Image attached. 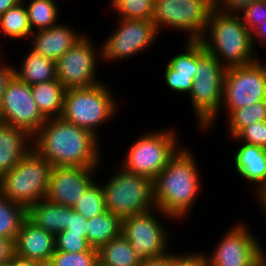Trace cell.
I'll list each match as a JSON object with an SVG mask.
<instances>
[{"mask_svg":"<svg viewBox=\"0 0 266 266\" xmlns=\"http://www.w3.org/2000/svg\"><path fill=\"white\" fill-rule=\"evenodd\" d=\"M109 86L99 83L86 88H73L65 92L61 118L92 132L99 138L100 125L115 116L117 102Z\"/></svg>","mask_w":266,"mask_h":266,"instance_id":"obj_5","label":"cell"},{"mask_svg":"<svg viewBox=\"0 0 266 266\" xmlns=\"http://www.w3.org/2000/svg\"><path fill=\"white\" fill-rule=\"evenodd\" d=\"M232 139L266 148V121L253 123L244 127Z\"/></svg>","mask_w":266,"mask_h":266,"instance_id":"obj_36","label":"cell"},{"mask_svg":"<svg viewBox=\"0 0 266 266\" xmlns=\"http://www.w3.org/2000/svg\"><path fill=\"white\" fill-rule=\"evenodd\" d=\"M95 48L93 41L84 35L56 61V77L66 90L102 83L96 74L97 60L102 58V47L100 46L99 54Z\"/></svg>","mask_w":266,"mask_h":266,"instance_id":"obj_13","label":"cell"},{"mask_svg":"<svg viewBox=\"0 0 266 266\" xmlns=\"http://www.w3.org/2000/svg\"><path fill=\"white\" fill-rule=\"evenodd\" d=\"M25 7L32 33L58 24L60 11L55 0H30Z\"/></svg>","mask_w":266,"mask_h":266,"instance_id":"obj_28","label":"cell"},{"mask_svg":"<svg viewBox=\"0 0 266 266\" xmlns=\"http://www.w3.org/2000/svg\"><path fill=\"white\" fill-rule=\"evenodd\" d=\"M20 1L21 0H0V16Z\"/></svg>","mask_w":266,"mask_h":266,"instance_id":"obj_47","label":"cell"},{"mask_svg":"<svg viewBox=\"0 0 266 266\" xmlns=\"http://www.w3.org/2000/svg\"><path fill=\"white\" fill-rule=\"evenodd\" d=\"M119 18L152 20L154 0H110Z\"/></svg>","mask_w":266,"mask_h":266,"instance_id":"obj_32","label":"cell"},{"mask_svg":"<svg viewBox=\"0 0 266 266\" xmlns=\"http://www.w3.org/2000/svg\"><path fill=\"white\" fill-rule=\"evenodd\" d=\"M88 219L68 207V231L70 234L84 235L87 238Z\"/></svg>","mask_w":266,"mask_h":266,"instance_id":"obj_37","label":"cell"},{"mask_svg":"<svg viewBox=\"0 0 266 266\" xmlns=\"http://www.w3.org/2000/svg\"><path fill=\"white\" fill-rule=\"evenodd\" d=\"M239 16L251 34L266 20V0H258L244 7Z\"/></svg>","mask_w":266,"mask_h":266,"instance_id":"obj_35","label":"cell"},{"mask_svg":"<svg viewBox=\"0 0 266 266\" xmlns=\"http://www.w3.org/2000/svg\"><path fill=\"white\" fill-rule=\"evenodd\" d=\"M0 63V103L3 98V94L5 92L6 86L8 84V81L11 79V77L14 75V67L9 64L6 65Z\"/></svg>","mask_w":266,"mask_h":266,"instance_id":"obj_43","label":"cell"},{"mask_svg":"<svg viewBox=\"0 0 266 266\" xmlns=\"http://www.w3.org/2000/svg\"><path fill=\"white\" fill-rule=\"evenodd\" d=\"M106 211L121 219L155 208L153 181L127 172L121 166L101 185Z\"/></svg>","mask_w":266,"mask_h":266,"instance_id":"obj_8","label":"cell"},{"mask_svg":"<svg viewBox=\"0 0 266 266\" xmlns=\"http://www.w3.org/2000/svg\"><path fill=\"white\" fill-rule=\"evenodd\" d=\"M55 250L73 253L98 251L89 245L87 238H85L84 235L70 234L66 230L55 235Z\"/></svg>","mask_w":266,"mask_h":266,"instance_id":"obj_34","label":"cell"},{"mask_svg":"<svg viewBox=\"0 0 266 266\" xmlns=\"http://www.w3.org/2000/svg\"><path fill=\"white\" fill-rule=\"evenodd\" d=\"M72 208L86 219L106 212L103 189L100 183L94 182Z\"/></svg>","mask_w":266,"mask_h":266,"instance_id":"obj_30","label":"cell"},{"mask_svg":"<svg viewBox=\"0 0 266 266\" xmlns=\"http://www.w3.org/2000/svg\"><path fill=\"white\" fill-rule=\"evenodd\" d=\"M25 54L18 70L14 67V74L24 83L32 85L41 82L54 81L56 77V62L45 58L34 50Z\"/></svg>","mask_w":266,"mask_h":266,"instance_id":"obj_22","label":"cell"},{"mask_svg":"<svg viewBox=\"0 0 266 266\" xmlns=\"http://www.w3.org/2000/svg\"><path fill=\"white\" fill-rule=\"evenodd\" d=\"M257 37V38H256ZM260 41V45L266 46V20L252 33V45H256L255 41Z\"/></svg>","mask_w":266,"mask_h":266,"instance_id":"obj_44","label":"cell"},{"mask_svg":"<svg viewBox=\"0 0 266 266\" xmlns=\"http://www.w3.org/2000/svg\"><path fill=\"white\" fill-rule=\"evenodd\" d=\"M261 61L228 67L220 111L225 106L229 116L235 109L266 101V63Z\"/></svg>","mask_w":266,"mask_h":266,"instance_id":"obj_11","label":"cell"},{"mask_svg":"<svg viewBox=\"0 0 266 266\" xmlns=\"http://www.w3.org/2000/svg\"><path fill=\"white\" fill-rule=\"evenodd\" d=\"M183 53L174 55L166 65L164 75L195 76L196 40H187Z\"/></svg>","mask_w":266,"mask_h":266,"instance_id":"obj_31","label":"cell"},{"mask_svg":"<svg viewBox=\"0 0 266 266\" xmlns=\"http://www.w3.org/2000/svg\"><path fill=\"white\" fill-rule=\"evenodd\" d=\"M33 148L32 136L20 127L0 126V179Z\"/></svg>","mask_w":266,"mask_h":266,"instance_id":"obj_19","label":"cell"},{"mask_svg":"<svg viewBox=\"0 0 266 266\" xmlns=\"http://www.w3.org/2000/svg\"><path fill=\"white\" fill-rule=\"evenodd\" d=\"M183 253L178 254H166L164 256L143 260L140 266H171Z\"/></svg>","mask_w":266,"mask_h":266,"instance_id":"obj_42","label":"cell"},{"mask_svg":"<svg viewBox=\"0 0 266 266\" xmlns=\"http://www.w3.org/2000/svg\"><path fill=\"white\" fill-rule=\"evenodd\" d=\"M257 266H266V257Z\"/></svg>","mask_w":266,"mask_h":266,"instance_id":"obj_48","label":"cell"},{"mask_svg":"<svg viewBox=\"0 0 266 266\" xmlns=\"http://www.w3.org/2000/svg\"><path fill=\"white\" fill-rule=\"evenodd\" d=\"M32 140L33 149L53 167L99 168L102 162L100 139L61 117L48 118Z\"/></svg>","mask_w":266,"mask_h":266,"instance_id":"obj_1","label":"cell"},{"mask_svg":"<svg viewBox=\"0 0 266 266\" xmlns=\"http://www.w3.org/2000/svg\"><path fill=\"white\" fill-rule=\"evenodd\" d=\"M228 133L234 138L244 127L266 121V101L235 109L228 117Z\"/></svg>","mask_w":266,"mask_h":266,"instance_id":"obj_29","label":"cell"},{"mask_svg":"<svg viewBox=\"0 0 266 266\" xmlns=\"http://www.w3.org/2000/svg\"><path fill=\"white\" fill-rule=\"evenodd\" d=\"M26 218L27 209L0 192V236L15 241Z\"/></svg>","mask_w":266,"mask_h":266,"instance_id":"obj_27","label":"cell"},{"mask_svg":"<svg viewBox=\"0 0 266 266\" xmlns=\"http://www.w3.org/2000/svg\"><path fill=\"white\" fill-rule=\"evenodd\" d=\"M213 9L214 0H154L152 21L158 32L166 25L186 32L187 40H201Z\"/></svg>","mask_w":266,"mask_h":266,"instance_id":"obj_9","label":"cell"},{"mask_svg":"<svg viewBox=\"0 0 266 266\" xmlns=\"http://www.w3.org/2000/svg\"><path fill=\"white\" fill-rule=\"evenodd\" d=\"M121 230L122 219L106 211L88 219L87 241L92 248L98 250L111 239L120 236Z\"/></svg>","mask_w":266,"mask_h":266,"instance_id":"obj_24","label":"cell"},{"mask_svg":"<svg viewBox=\"0 0 266 266\" xmlns=\"http://www.w3.org/2000/svg\"><path fill=\"white\" fill-rule=\"evenodd\" d=\"M44 264L34 261L26 260L18 256H14L13 259L8 263V266H43Z\"/></svg>","mask_w":266,"mask_h":266,"instance_id":"obj_45","label":"cell"},{"mask_svg":"<svg viewBox=\"0 0 266 266\" xmlns=\"http://www.w3.org/2000/svg\"><path fill=\"white\" fill-rule=\"evenodd\" d=\"M256 194L255 199H257L260 203L259 205H261L260 207L263 208V211H265L266 213V182L265 184L257 191V193H254ZM266 215V214H265Z\"/></svg>","mask_w":266,"mask_h":266,"instance_id":"obj_46","label":"cell"},{"mask_svg":"<svg viewBox=\"0 0 266 266\" xmlns=\"http://www.w3.org/2000/svg\"><path fill=\"white\" fill-rule=\"evenodd\" d=\"M258 0H214V8L227 13H238Z\"/></svg>","mask_w":266,"mask_h":266,"instance_id":"obj_39","label":"cell"},{"mask_svg":"<svg viewBox=\"0 0 266 266\" xmlns=\"http://www.w3.org/2000/svg\"><path fill=\"white\" fill-rule=\"evenodd\" d=\"M93 266H106L103 263H101L99 260L93 265Z\"/></svg>","mask_w":266,"mask_h":266,"instance_id":"obj_49","label":"cell"},{"mask_svg":"<svg viewBox=\"0 0 266 266\" xmlns=\"http://www.w3.org/2000/svg\"><path fill=\"white\" fill-rule=\"evenodd\" d=\"M184 254H182L171 266H204L200 252Z\"/></svg>","mask_w":266,"mask_h":266,"instance_id":"obj_41","label":"cell"},{"mask_svg":"<svg viewBox=\"0 0 266 266\" xmlns=\"http://www.w3.org/2000/svg\"><path fill=\"white\" fill-rule=\"evenodd\" d=\"M27 218L56 235L68 228V207L42 199L27 209Z\"/></svg>","mask_w":266,"mask_h":266,"instance_id":"obj_21","label":"cell"},{"mask_svg":"<svg viewBox=\"0 0 266 266\" xmlns=\"http://www.w3.org/2000/svg\"><path fill=\"white\" fill-rule=\"evenodd\" d=\"M227 72L228 67L208 53L200 40H196V73L189 96L199 127L205 132L213 127L221 113Z\"/></svg>","mask_w":266,"mask_h":266,"instance_id":"obj_4","label":"cell"},{"mask_svg":"<svg viewBox=\"0 0 266 266\" xmlns=\"http://www.w3.org/2000/svg\"><path fill=\"white\" fill-rule=\"evenodd\" d=\"M24 1L21 0L0 16V33L11 40L29 38L32 34Z\"/></svg>","mask_w":266,"mask_h":266,"instance_id":"obj_26","label":"cell"},{"mask_svg":"<svg viewBox=\"0 0 266 266\" xmlns=\"http://www.w3.org/2000/svg\"><path fill=\"white\" fill-rule=\"evenodd\" d=\"M173 129L147 131L132 143L121 164L127 172L154 181L181 148Z\"/></svg>","mask_w":266,"mask_h":266,"instance_id":"obj_7","label":"cell"},{"mask_svg":"<svg viewBox=\"0 0 266 266\" xmlns=\"http://www.w3.org/2000/svg\"><path fill=\"white\" fill-rule=\"evenodd\" d=\"M200 41L225 67L248 65L259 58L253 55L252 34L238 13L214 8Z\"/></svg>","mask_w":266,"mask_h":266,"instance_id":"obj_3","label":"cell"},{"mask_svg":"<svg viewBox=\"0 0 266 266\" xmlns=\"http://www.w3.org/2000/svg\"><path fill=\"white\" fill-rule=\"evenodd\" d=\"M15 256V241L0 236V266H6Z\"/></svg>","mask_w":266,"mask_h":266,"instance_id":"obj_40","label":"cell"},{"mask_svg":"<svg viewBox=\"0 0 266 266\" xmlns=\"http://www.w3.org/2000/svg\"><path fill=\"white\" fill-rule=\"evenodd\" d=\"M85 34H79L66 24H57L31 34V49L55 62L61 58Z\"/></svg>","mask_w":266,"mask_h":266,"instance_id":"obj_18","label":"cell"},{"mask_svg":"<svg viewBox=\"0 0 266 266\" xmlns=\"http://www.w3.org/2000/svg\"><path fill=\"white\" fill-rule=\"evenodd\" d=\"M98 261V251L54 252L49 266H93Z\"/></svg>","mask_w":266,"mask_h":266,"instance_id":"obj_33","label":"cell"},{"mask_svg":"<svg viewBox=\"0 0 266 266\" xmlns=\"http://www.w3.org/2000/svg\"><path fill=\"white\" fill-rule=\"evenodd\" d=\"M30 86L33 98L41 113L47 119L61 117L66 92L61 82L56 79Z\"/></svg>","mask_w":266,"mask_h":266,"instance_id":"obj_23","label":"cell"},{"mask_svg":"<svg viewBox=\"0 0 266 266\" xmlns=\"http://www.w3.org/2000/svg\"><path fill=\"white\" fill-rule=\"evenodd\" d=\"M165 83L168 87L178 93L187 94L192 89L194 76H183V75H164Z\"/></svg>","mask_w":266,"mask_h":266,"instance_id":"obj_38","label":"cell"},{"mask_svg":"<svg viewBox=\"0 0 266 266\" xmlns=\"http://www.w3.org/2000/svg\"><path fill=\"white\" fill-rule=\"evenodd\" d=\"M96 169L77 166L53 167L45 199L72 207L95 182L92 175Z\"/></svg>","mask_w":266,"mask_h":266,"instance_id":"obj_16","label":"cell"},{"mask_svg":"<svg viewBox=\"0 0 266 266\" xmlns=\"http://www.w3.org/2000/svg\"><path fill=\"white\" fill-rule=\"evenodd\" d=\"M116 30L102 44V59L119 61L149 48L158 31L152 20L120 18Z\"/></svg>","mask_w":266,"mask_h":266,"instance_id":"obj_15","label":"cell"},{"mask_svg":"<svg viewBox=\"0 0 266 266\" xmlns=\"http://www.w3.org/2000/svg\"><path fill=\"white\" fill-rule=\"evenodd\" d=\"M53 166L33 148L0 179V192L26 209L45 199Z\"/></svg>","mask_w":266,"mask_h":266,"instance_id":"obj_6","label":"cell"},{"mask_svg":"<svg viewBox=\"0 0 266 266\" xmlns=\"http://www.w3.org/2000/svg\"><path fill=\"white\" fill-rule=\"evenodd\" d=\"M0 113L4 124L25 129L31 136L47 120L33 98L31 86L15 74L6 86L0 103Z\"/></svg>","mask_w":266,"mask_h":266,"instance_id":"obj_14","label":"cell"},{"mask_svg":"<svg viewBox=\"0 0 266 266\" xmlns=\"http://www.w3.org/2000/svg\"><path fill=\"white\" fill-rule=\"evenodd\" d=\"M247 227L234 224L210 256L201 252L204 266H257L266 257L265 250Z\"/></svg>","mask_w":266,"mask_h":266,"instance_id":"obj_12","label":"cell"},{"mask_svg":"<svg viewBox=\"0 0 266 266\" xmlns=\"http://www.w3.org/2000/svg\"><path fill=\"white\" fill-rule=\"evenodd\" d=\"M98 260L106 266H140L142 261L122 234L98 249Z\"/></svg>","mask_w":266,"mask_h":266,"instance_id":"obj_25","label":"cell"},{"mask_svg":"<svg viewBox=\"0 0 266 266\" xmlns=\"http://www.w3.org/2000/svg\"><path fill=\"white\" fill-rule=\"evenodd\" d=\"M234 155V168L238 175L256 185L255 193L266 182V148L242 143Z\"/></svg>","mask_w":266,"mask_h":266,"instance_id":"obj_20","label":"cell"},{"mask_svg":"<svg viewBox=\"0 0 266 266\" xmlns=\"http://www.w3.org/2000/svg\"><path fill=\"white\" fill-rule=\"evenodd\" d=\"M154 209V211L148 210L122 219L121 234L130 242L132 250L142 261L168 254L166 248H169L167 245L169 232L163 223L159 222L157 214L161 213L160 216L163 214L170 220L174 218L157 207Z\"/></svg>","mask_w":266,"mask_h":266,"instance_id":"obj_10","label":"cell"},{"mask_svg":"<svg viewBox=\"0 0 266 266\" xmlns=\"http://www.w3.org/2000/svg\"><path fill=\"white\" fill-rule=\"evenodd\" d=\"M192 151L180 148L153 181L154 203L180 221L195 204L201 187L199 166Z\"/></svg>","mask_w":266,"mask_h":266,"instance_id":"obj_2","label":"cell"},{"mask_svg":"<svg viewBox=\"0 0 266 266\" xmlns=\"http://www.w3.org/2000/svg\"><path fill=\"white\" fill-rule=\"evenodd\" d=\"M55 252V235L37 227L28 218L22 223L15 240V255L49 264Z\"/></svg>","mask_w":266,"mask_h":266,"instance_id":"obj_17","label":"cell"}]
</instances>
